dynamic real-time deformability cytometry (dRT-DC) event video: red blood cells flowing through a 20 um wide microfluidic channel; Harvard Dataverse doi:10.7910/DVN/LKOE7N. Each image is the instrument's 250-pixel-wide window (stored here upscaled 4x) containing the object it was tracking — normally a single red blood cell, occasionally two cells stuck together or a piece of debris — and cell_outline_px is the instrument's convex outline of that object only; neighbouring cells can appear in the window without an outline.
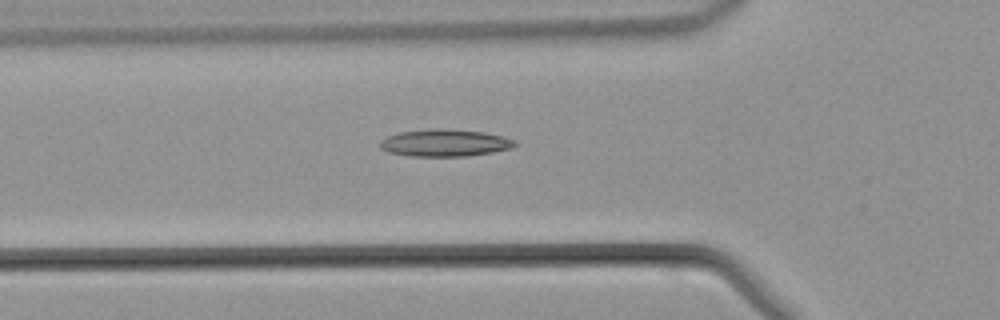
{"species": "common noctule bat (a hibernating species)", "species_latin": "Nyctalus noctula", "temperature_condition": "warm", "stored_images_in_passage": 34, "camera_frame_rate_fps": 3000, "um_per_image_px": 0.085, "animal": {"sex": "male", "body_mass_g": 21.5, "forearm_length_mm": 52.0}, "frame": {"image": 1, "passage_image": 5, "time_ms": 1.333, "image_size_px": [1000, 320], "cell_outline_px": [[516, 144], [512, 148], [492, 152], [468, 156], [412, 156], [388, 152], [380, 148], [380, 140], [388, 136], [400, 132], [428, 128], [444, 128], [484, 132], [516, 140]], "centroid_in_image_um": [37.79, 12.14], "position_along_channel_um": 88.0, "area_um2": 21.39}}
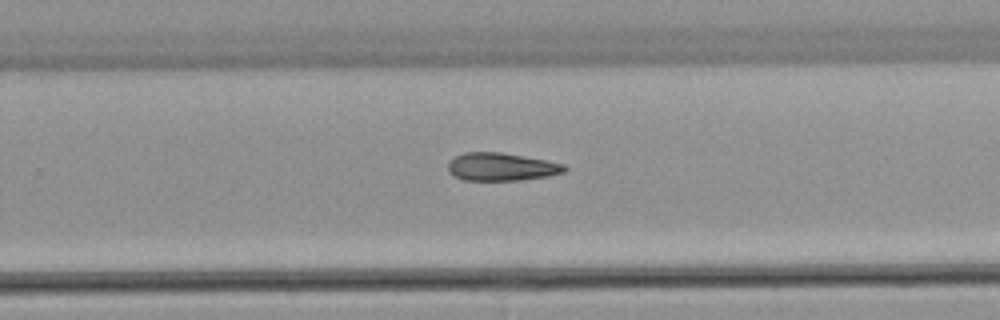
{"frame": {"image": 2, "passage_image": 18, "time_ms": 5.667, "image_size_px": [1000, 320], "cell_outline_px": [[568, 168], [564, 172], [548, 176], [520, 180], [464, 180], [452, 176], [448, 172], [448, 164], [456, 156], [464, 152], [500, 152], [548, 160], [564, 164]], "centroid_in_image_um": [42.62, 14.18], "position_along_channel_um": 287.2, "area_um2": 19.02}}
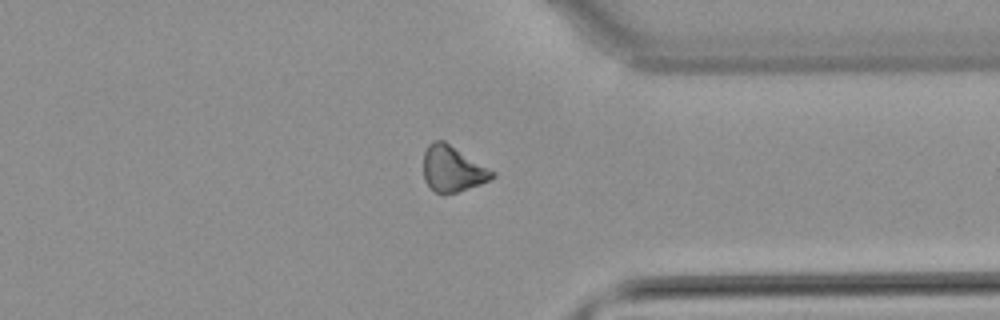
{"frame": {"image": 3, "passage_image": 24, "time_ms": 7.667, "image_size_px": [1000, 320], "cell_outline_px": [[496, 176], [480, 184], [444, 196], [436, 192], [424, 180], [424, 152], [428, 144], [432, 140], [444, 140], [496, 172]], "centroid_in_image_um": [38.46, 14.35], "position_along_channel_um": 372.9, "area_um2": 18.44}}